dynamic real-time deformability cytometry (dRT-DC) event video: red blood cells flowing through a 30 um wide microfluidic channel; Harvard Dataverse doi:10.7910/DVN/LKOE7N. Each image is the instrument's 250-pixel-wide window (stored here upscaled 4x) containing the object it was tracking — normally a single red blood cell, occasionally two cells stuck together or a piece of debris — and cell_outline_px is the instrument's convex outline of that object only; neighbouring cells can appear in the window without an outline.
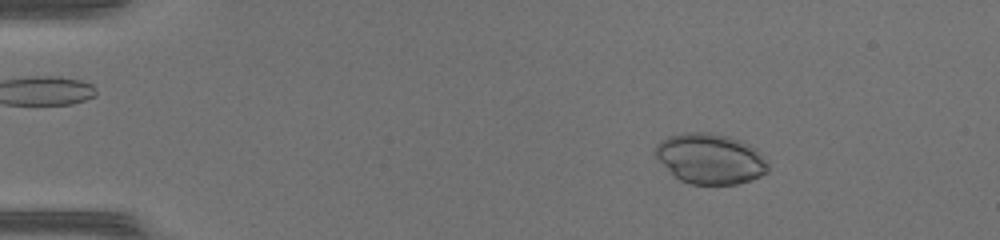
{"species": "common noctule bat (a hibernating species)", "species_latin": "Nyctalus noctula", "temperature_condition": "warm", "stored_images_in_passage": 50, "camera_frame_rate_fps": 3000, "um_per_image_px": 0.085, "animal": {"sex": "female", "body_mass_g": 17.0, "forearm_length_mm": 48.0}, "frame": {"image": 1, "passage_image": 9, "time_ms": 2.667, "image_size_px": [1000, 240], "cell_outline_px": [[768, 172], [760, 176], [736, 184], [688, 184], [680, 180], [656, 156], [656, 144], [660, 140], [668, 136], [684, 132], [708, 132], [728, 136], [740, 140], [756, 148], [760, 152], [768, 164]], "centroid_in_image_um": [60.39, 13.47], "position_along_channel_um": 24.6, "area_um2": 32.83}}
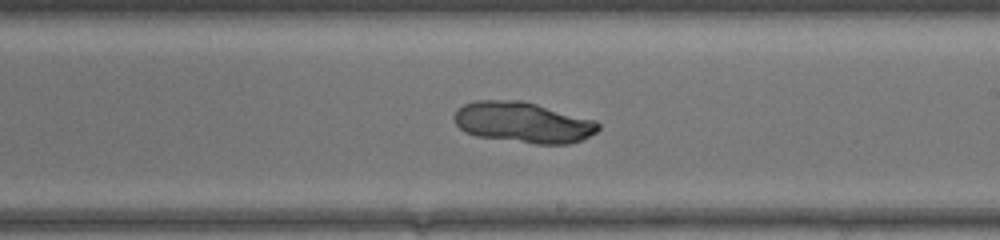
{"frame": {"image": 2, "passage_image": 31, "time_ms": 10.0, "image_size_px": [1000, 240], "cell_outline_px": [[600, 128], [596, 132], [580, 140], [568, 144], [536, 144], [476, 136], [464, 132], [456, 124], [452, 116], [464, 104], [476, 100], [520, 100], [536, 104], [596, 120], [600, 124]], "centroid_in_image_um": [44.45, 10.41], "position_along_channel_um": 244.5, "area_um2": 34.22}}
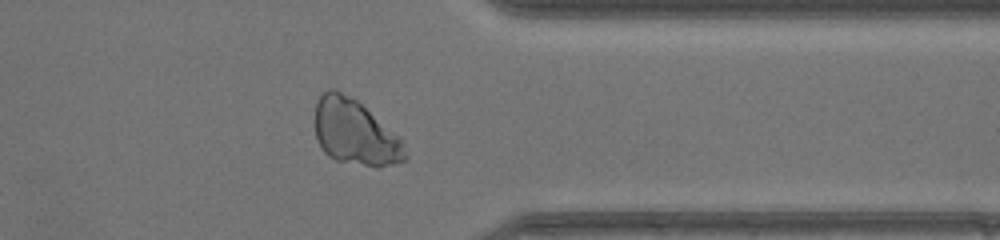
{"frame": {"image": 3, "passage_image": 41, "time_ms": 13.333, "image_size_px": [1000, 240], "cell_outline_px": [[408, 160], [380, 168], [376, 168], [336, 160], [328, 156], [320, 148], [316, 140], [312, 120], [316, 104], [320, 96], [328, 88], [336, 88], [356, 100], [400, 136], [404, 144], [408, 156]], "centroid_in_image_um": [30.16, 11.28], "position_along_channel_um": 381.2, "area_um2": 35.26}}